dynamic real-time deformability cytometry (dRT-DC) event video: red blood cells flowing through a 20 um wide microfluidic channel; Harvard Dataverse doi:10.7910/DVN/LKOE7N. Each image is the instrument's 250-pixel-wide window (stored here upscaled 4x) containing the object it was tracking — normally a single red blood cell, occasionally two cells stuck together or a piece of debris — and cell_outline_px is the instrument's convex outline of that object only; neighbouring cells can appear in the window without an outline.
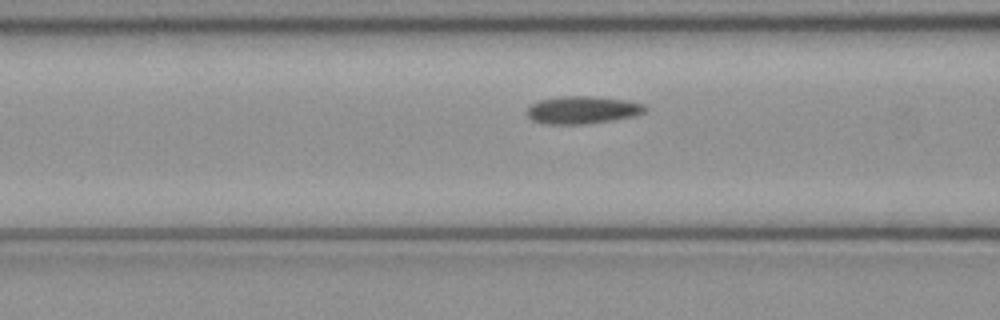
{"species": "common noctule bat (a hibernating species)", "species_latin": "Nyctalus noctula", "temperature_condition": "cold", "stored_images_in_passage": 32, "camera_frame_rate_fps": 3000, "um_per_image_px": 0.085, "animal": {"sex": "female", "body_mass_g": 21.9}, "frame": {"image": 1, "passage_image": 11, "time_ms": 3.333, "image_size_px": [1000, 320], "cell_outline_px": [[648, 112], [636, 116], [612, 120], [584, 124], [544, 124], [532, 120], [524, 112], [532, 104], [540, 100], [564, 96], [588, 96], [624, 100], [644, 104], [648, 108]], "centroid_in_image_um": [49.53, 9.36], "position_along_channel_um": 117.1, "area_um2": 19.07}}
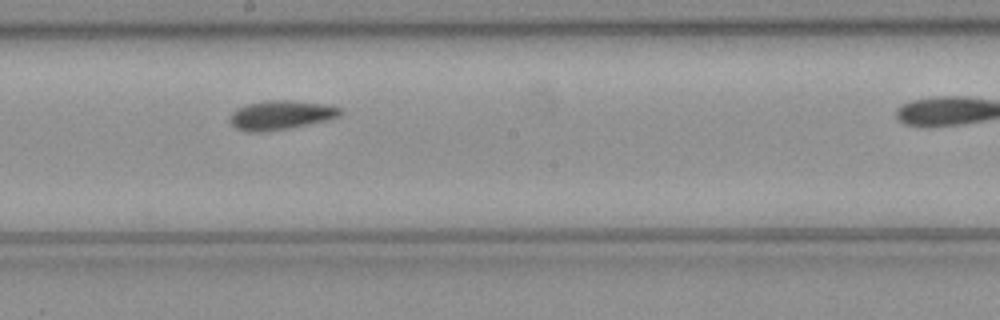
{"frame": {"image": 2, "passage_image": 19, "time_ms": 6.0, "image_size_px": [1000, 320], "cell_outline_px": [[340, 116], [328, 120], [288, 128], [264, 132], [244, 132], [236, 128], [232, 124], [232, 112], [248, 104], [268, 100], [292, 100], [328, 104], [340, 108]], "centroid_in_image_um": [23.9, 9.78], "position_along_channel_um": 224.3, "area_um2": 18.55}}
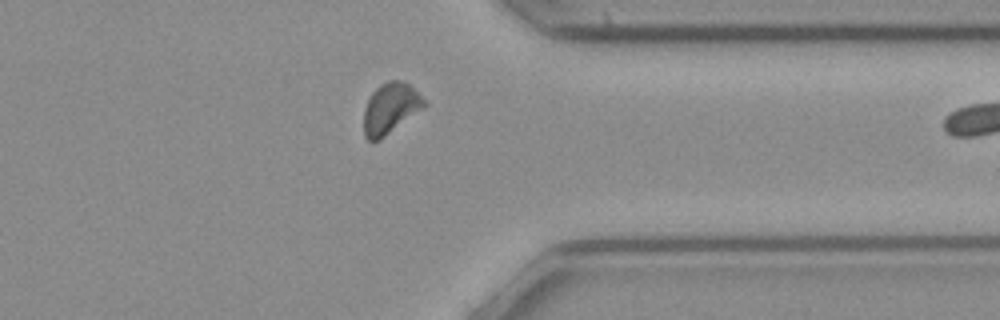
{"frame": {"image": 3, "passage_image": 31, "time_ms": 10.0, "image_size_px": [1000, 320], "cell_outline_px": [[428, 104], [380, 140], [368, 140], [364, 136], [364, 108], [372, 92], [380, 84], [388, 80], [404, 80]], "centroid_in_image_um": [33.16, 9.2], "position_along_channel_um": 378.2, "area_um2": 17.63}}